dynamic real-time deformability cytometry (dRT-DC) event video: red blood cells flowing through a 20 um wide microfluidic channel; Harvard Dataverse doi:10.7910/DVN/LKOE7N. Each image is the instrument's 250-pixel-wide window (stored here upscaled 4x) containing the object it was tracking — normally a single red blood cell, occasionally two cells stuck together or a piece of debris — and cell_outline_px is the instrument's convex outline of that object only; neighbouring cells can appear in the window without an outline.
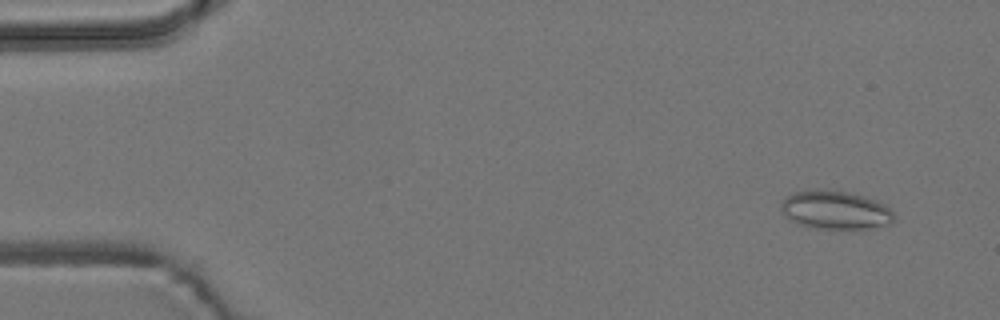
{"species": "common noctule bat (a hibernating species)", "species_latin": "Nyctalus noctula", "temperature_condition": "room temperature", "stored_images_in_passage": 4, "camera_frame_rate_fps": 3000, "um_per_image_px": 0.085, "animal": {"sex": "male", "body_mass_g": 19.2, "forearm_length_mm": 51.8}, "frame": {"image": 1, "passage_image": 1, "time_ms": 0.0, "image_size_px": [1000, 320], "cell_outline_px": [[896, 216], [892, 224], [868, 228], [812, 228], [788, 220], [780, 208], [780, 204], [788, 196], [796, 192], [816, 188], [844, 192], [864, 196], [876, 200], [884, 204]], "centroid_in_image_um": [71.0, 17.85], "position_along_channel_um": 14.0, "area_um2": 25.26}}